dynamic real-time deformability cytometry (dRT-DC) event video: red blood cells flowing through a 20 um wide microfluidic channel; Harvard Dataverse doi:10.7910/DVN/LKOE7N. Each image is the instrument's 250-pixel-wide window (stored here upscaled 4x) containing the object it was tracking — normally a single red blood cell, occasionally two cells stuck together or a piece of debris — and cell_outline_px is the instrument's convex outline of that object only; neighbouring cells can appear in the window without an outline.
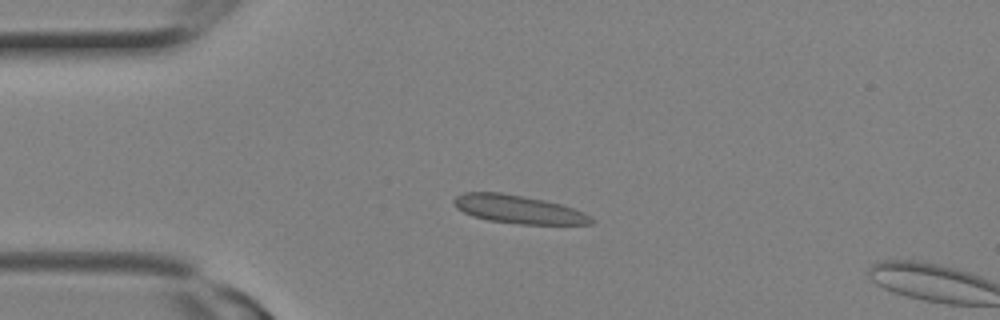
{"species": "Egyptian fruit bat (a non-hibernating species)", "species_latin": "Rousettus aegyptiacus", "temperature_condition": "room temperature", "stored_images_in_passage": 6, "camera_frame_rate_fps": 3000, "um_per_image_px": 0.085, "animal": {"sex": "female"}, "frame": {"image": 1, "passage_image": 5, "time_ms": 1.333, "image_size_px": [1000, 320], "cell_outline_px": [[596, 220], [592, 224], [520, 224], [488, 220], [472, 216], [456, 208], [452, 200], [456, 196], [464, 192], [500, 192], [524, 196], [544, 200], [560, 204], [584, 212]], "centroid_in_image_um": [44.05, 17.79], "position_along_channel_um": 41.0, "area_um2": 22.6}}